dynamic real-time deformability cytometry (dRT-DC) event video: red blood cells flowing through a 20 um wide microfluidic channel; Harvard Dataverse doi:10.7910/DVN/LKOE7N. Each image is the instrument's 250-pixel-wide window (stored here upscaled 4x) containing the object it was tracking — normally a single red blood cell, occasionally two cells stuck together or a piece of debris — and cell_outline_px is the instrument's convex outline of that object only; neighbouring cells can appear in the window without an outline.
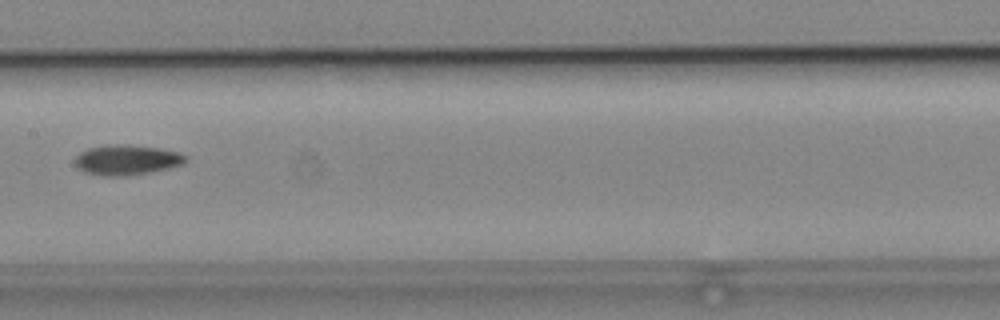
{"species": "common noctule bat (a hibernating species)", "species_latin": "Nyctalus noctula", "temperature_condition": "cold", "stored_images_in_passage": 8, "camera_frame_rate_fps": 3000, "um_per_image_px": 0.085, "animal": {"sex": "male", "body_mass_g": 19.2, "forearm_length_mm": 51.8}, "frame": {"image": 1, "passage_image": 8, "time_ms": 2.333, "image_size_px": [1000, 320], "cell_outline_px": [[188, 160], [184, 164], [168, 168], [148, 172], [120, 176], [100, 176], [84, 172], [72, 160], [80, 152], [88, 148], [112, 144], [124, 144], [156, 148], [180, 152], [188, 156]], "centroid_in_image_um": [10.77, 13.59], "position_along_channel_um": 196.6, "area_um2": 19.42}}